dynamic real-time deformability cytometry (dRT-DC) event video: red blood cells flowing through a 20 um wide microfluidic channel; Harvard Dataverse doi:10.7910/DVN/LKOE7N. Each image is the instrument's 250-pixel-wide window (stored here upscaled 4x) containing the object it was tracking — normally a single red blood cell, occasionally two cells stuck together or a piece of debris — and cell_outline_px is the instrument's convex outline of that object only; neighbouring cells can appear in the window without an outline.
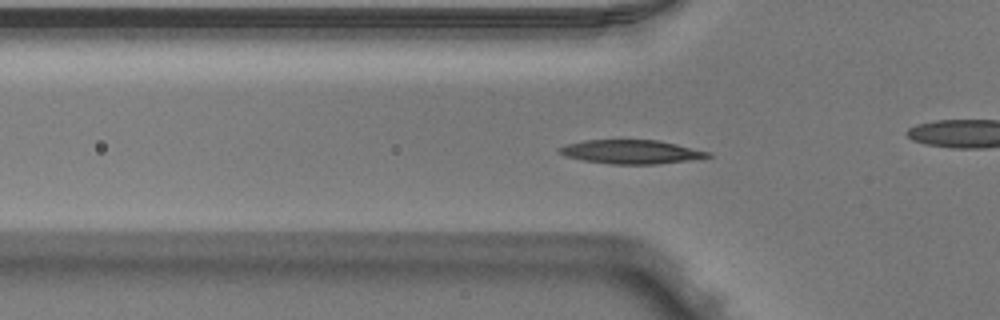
{"species": "Egyptian fruit bat (a non-hibernating species)", "species_latin": "Rousettus aegyptiacus", "temperature_condition": "warm", "stored_images_in_passage": 39, "camera_frame_rate_fps": 3000, "um_per_image_px": 0.085, "animal": {"sex": "male"}, "frame": {"image": 1, "passage_image": 4, "time_ms": 1.0, "image_size_px": [1000, 320], "cell_outline_px": [[712, 156], [700, 160], [656, 164], [612, 164], [584, 160], [564, 156], [556, 152], [556, 148], [568, 144], [584, 140], [656, 140], [676, 144], [712, 152]], "centroid_in_image_um": [53.7, 12.91], "position_along_channel_um": 72.1, "area_um2": 20.92}}
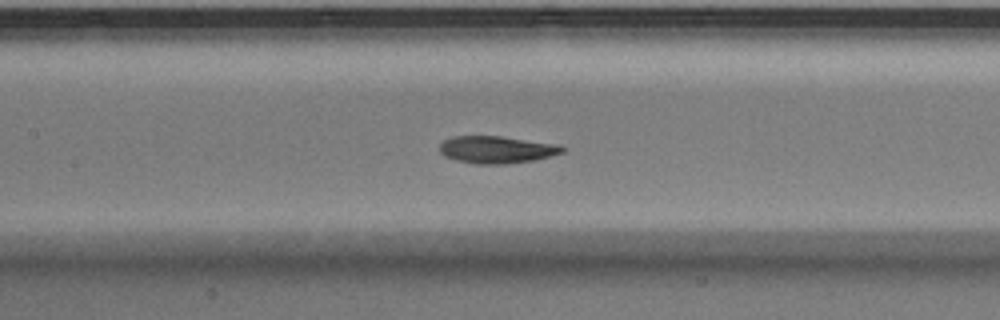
{"frame": {"image": 2, "passage_image": 11, "time_ms": 3.333, "image_size_px": [1000, 320], "cell_outline_px": [[568, 148], [564, 152], [536, 160], [504, 164], [476, 164], [456, 160], [444, 156], [440, 152], [440, 144], [444, 140], [452, 136], [500, 136], [560, 144]], "centroid_in_image_um": [42.26, 12.72], "position_along_channel_um": 165.1, "area_um2": 19.71}}
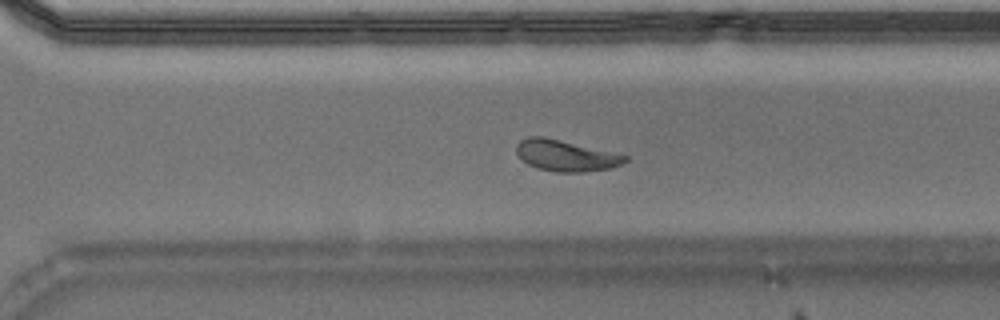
{"frame": {"image": 3, "passage_image": 23, "time_ms": 7.333, "image_size_px": [1000, 320], "cell_outline_px": [[628, 160], [612, 168], [580, 172], [556, 172], [536, 168], [528, 164], [516, 152], [516, 144], [520, 140], [528, 136], [544, 136], [628, 156]], "centroid_in_image_um": [48.06, 13.22], "position_along_channel_um": 322.5, "area_um2": 19.54}, "authors_computed_cell_mechanics": {"area_um2": 20.1144, "velocity_mm_per_s": 3.9531, "shape_relaxation_time_tau1_ms": 3.4105, "shape_relaxation_time_tau2_ms": 3.6846, "deformation_change_tau1": 0.1433, "deformation_change_tau2": 0.0993}}